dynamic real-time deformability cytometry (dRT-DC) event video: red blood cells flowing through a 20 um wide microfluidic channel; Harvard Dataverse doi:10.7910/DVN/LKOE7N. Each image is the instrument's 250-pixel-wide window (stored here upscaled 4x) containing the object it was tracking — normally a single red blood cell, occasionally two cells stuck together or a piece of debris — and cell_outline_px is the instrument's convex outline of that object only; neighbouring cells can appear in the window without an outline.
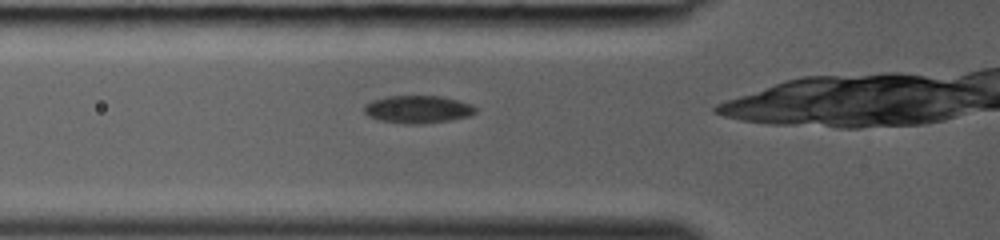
{"species": "common noctule bat (a hibernating species)", "species_latin": "Nyctalus noctula", "temperature_condition": "room temperature", "stored_images_in_passage": 24, "camera_frame_rate_fps": 3000, "um_per_image_px": 0.085, "animal": {"sex": "female", "body_mass_g": 19.0, "forearm_length_mm": 53.3}, "frame": {"image": 1, "passage_image": 4, "time_ms": 1.0, "image_size_px": [1000, 240], "cell_outline_px": [[476, 112], [468, 116], [448, 120], [424, 124], [404, 124], [380, 120], [368, 116], [364, 112], [364, 104], [372, 100], [388, 96], [444, 96], [472, 104], [476, 108]], "centroid_in_image_um": [35.5, 9.29], "position_along_channel_um": 90.3, "area_um2": 18.03}}
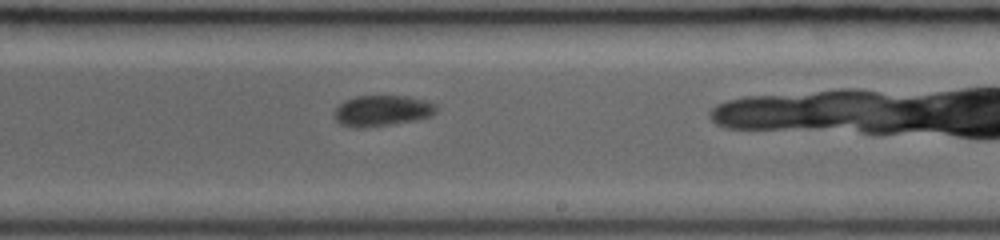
{"frame": {"image": 2, "passage_image": 14, "time_ms": 4.333, "image_size_px": [1000, 240], "cell_outline_px": [[440, 108], [432, 116], [416, 120], [392, 124], [360, 128], [348, 128], [340, 124], [336, 120], [336, 108], [340, 104], [356, 96], [408, 96], [424, 100], [436, 104]], "centroid_in_image_um": [32.53, 9.42], "position_along_channel_um": 256.5, "area_um2": 18.38}}
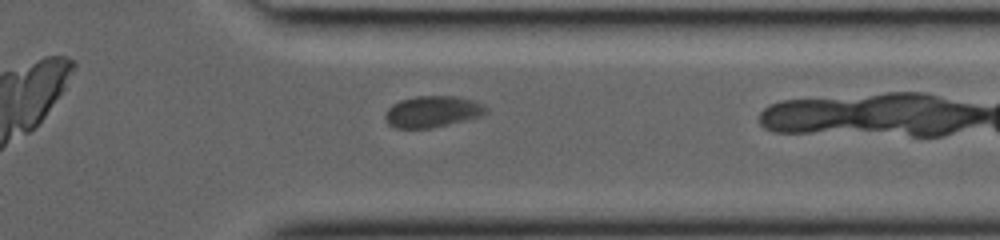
{"frame": {"image": 3, "passage_image": 21, "time_ms": 6.667, "image_size_px": [1000, 240], "cell_outline_px": [[488, 112], [480, 116], [468, 120], [432, 128], [396, 128], [388, 124], [384, 116], [388, 108], [392, 104], [400, 100], [416, 96], [456, 96], [472, 100], [484, 104], [488, 108]], "centroid_in_image_um": [36.78, 9.49], "position_along_channel_um": 374.6, "area_um2": 18.61}}